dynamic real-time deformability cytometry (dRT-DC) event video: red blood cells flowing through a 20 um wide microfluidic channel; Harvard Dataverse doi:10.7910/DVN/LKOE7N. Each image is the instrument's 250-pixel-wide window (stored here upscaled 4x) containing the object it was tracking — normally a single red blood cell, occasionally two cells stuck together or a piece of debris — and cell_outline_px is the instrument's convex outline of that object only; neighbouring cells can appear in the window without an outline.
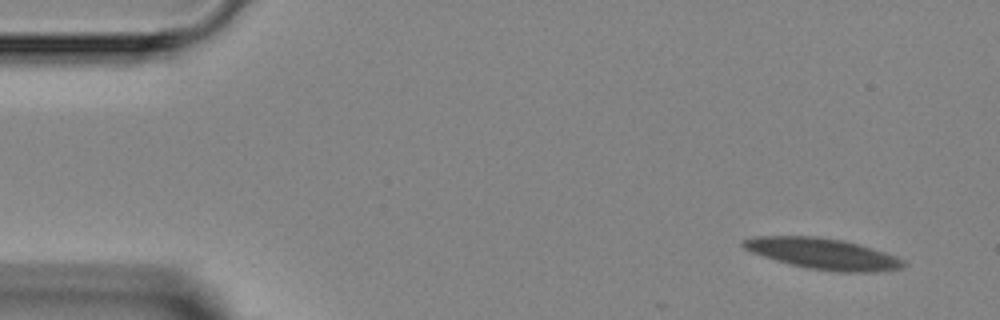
{"species": "Egyptian fruit bat (a non-hibernating species)", "species_latin": "Rousettus aegyptiacus", "temperature_condition": "room temperature", "stored_images_in_passage": 6, "camera_frame_rate_fps": 3000, "um_per_image_px": 0.085, "animal": {"sex": "female"}, "frame": {"image": 1, "passage_image": 1, "time_ms": 0.0, "image_size_px": [1000, 320], "cell_outline_px": [[908, 264], [904, 268], [876, 272], [836, 272], [808, 268], [776, 260], [752, 252], [744, 248], [740, 244], [740, 240], [752, 236], [820, 236], [844, 240], [860, 244], [896, 256], [904, 260]], "centroid_in_image_um": [69.97, 21.56], "position_along_channel_um": 15.0, "area_um2": 29.19}}